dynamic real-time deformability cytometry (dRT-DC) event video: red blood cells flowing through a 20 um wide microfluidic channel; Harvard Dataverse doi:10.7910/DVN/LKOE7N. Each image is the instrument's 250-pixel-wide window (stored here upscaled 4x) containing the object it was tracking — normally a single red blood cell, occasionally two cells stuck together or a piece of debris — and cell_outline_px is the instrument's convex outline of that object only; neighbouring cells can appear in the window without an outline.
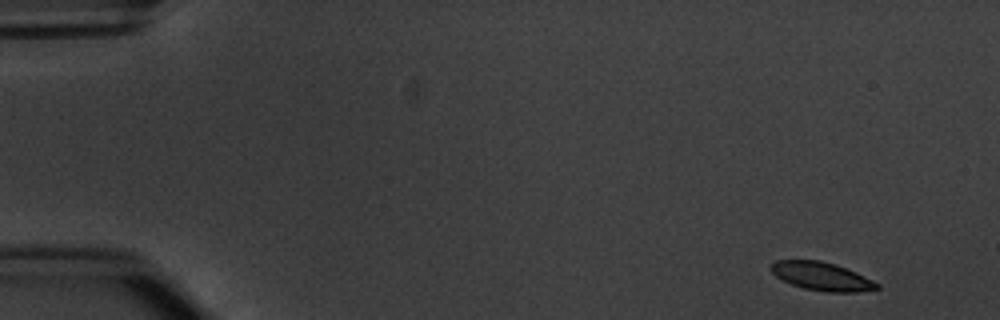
{"species": "common noctule bat (a hibernating species)", "species_latin": "Nyctalus noctula", "temperature_condition": "warm", "stored_images_in_passage": 9, "camera_frame_rate_fps": 3000, "um_per_image_px": 0.085, "animal": {"sex": "male", "body_mass_g": 20.1, "forearm_length_mm": 53.5}, "frame": {"image": 1, "passage_image": 1, "time_ms": 0.0, "image_size_px": [1000, 320], "cell_outline_px": [[880, 288], [856, 292], [828, 292], [804, 288], [792, 284], [776, 276], [768, 268], [776, 260], [820, 260], [856, 272], [880, 284]], "centroid_in_image_um": [69.83, 23.49], "position_along_channel_um": 15.2, "area_um2": 17.22}}
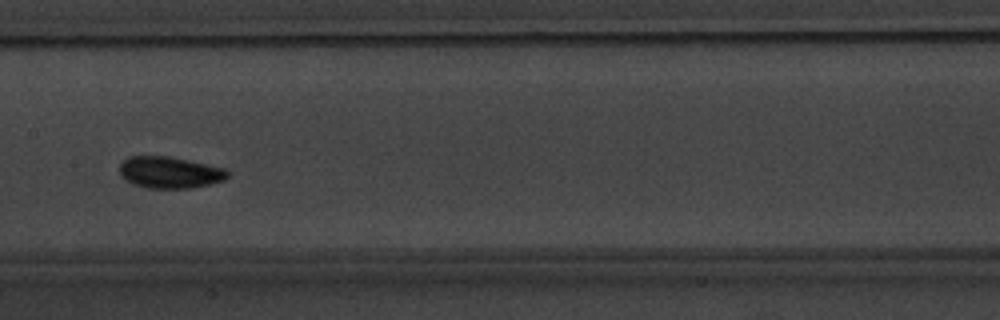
{"frame": {"image": 2, "passage_image": 8, "time_ms": 8.0, "image_size_px": [1000, 320], "cell_outline_px": [[228, 176], [224, 180], [208, 184], [188, 188], [148, 188], [132, 184], [124, 180], [120, 176], [120, 164], [128, 156], [168, 156], [228, 168]], "centroid_in_image_um": [14.41, 14.65], "position_along_channel_um": 193.0, "area_um2": 20.0}}